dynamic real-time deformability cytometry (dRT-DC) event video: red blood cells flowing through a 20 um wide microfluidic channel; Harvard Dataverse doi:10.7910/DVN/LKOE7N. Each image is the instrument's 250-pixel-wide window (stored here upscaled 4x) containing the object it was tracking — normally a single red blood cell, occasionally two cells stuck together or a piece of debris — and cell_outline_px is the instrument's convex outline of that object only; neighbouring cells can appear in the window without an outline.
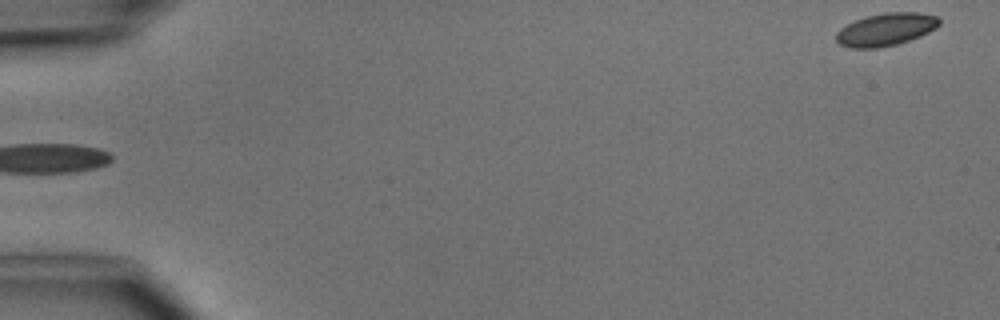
{"species": "common noctule bat (a hibernating species)", "species_latin": "Nyctalus noctula", "temperature_condition": "cold", "stored_images_in_passage": 4, "camera_frame_rate_fps": 3000, "um_per_image_px": 0.085, "animal": {"sex": "male", "body_mass_g": 15.6}, "frame": {"image": 1, "passage_image": 4, "time_ms": 3.667, "image_size_px": [1000, 320], "cell_outline_px": [[940, 24], [936, 28], [920, 36], [896, 44], [876, 48], [852, 48], [840, 44], [836, 40], [836, 32], [840, 28], [856, 20], [868, 16], [888, 12], [920, 12], [936, 16], [940, 20]], "centroid_in_image_um": [75.31, 2.5], "position_along_channel_um": 9.7, "area_um2": 19.42}}